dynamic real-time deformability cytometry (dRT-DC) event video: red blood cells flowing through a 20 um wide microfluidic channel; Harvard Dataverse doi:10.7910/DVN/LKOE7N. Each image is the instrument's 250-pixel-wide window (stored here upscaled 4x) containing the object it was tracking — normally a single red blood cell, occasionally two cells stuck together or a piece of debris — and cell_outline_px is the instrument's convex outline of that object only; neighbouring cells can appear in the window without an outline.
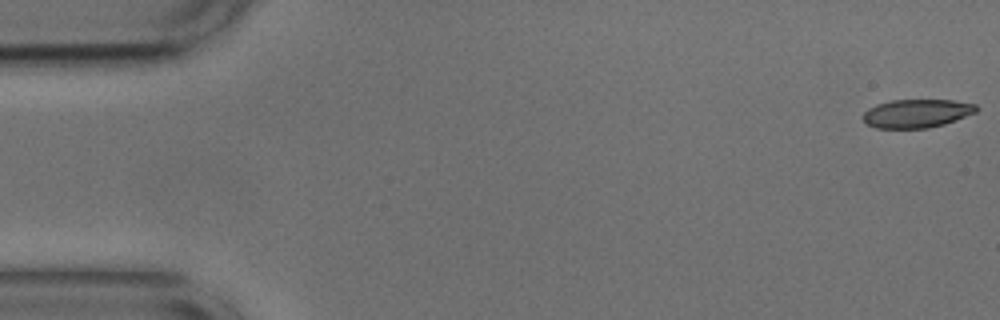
{"species": "common noctule bat (a hibernating species)", "species_latin": "Nyctalus noctula", "temperature_condition": "cold", "stored_images_in_passage": 13, "camera_frame_rate_fps": 3000, "um_per_image_px": 0.085, "animal": {"sex": "male", "body_mass_g": 17.9, "forearm_length_mm": 54.2}, "frame": {"image": 1, "passage_image": 1, "time_ms": 0.0, "image_size_px": [1000, 320], "cell_outline_px": [[980, 108], [976, 112], [956, 120], [944, 124], [928, 128], [876, 128], [868, 124], [860, 116], [868, 108], [876, 104], [892, 100], [952, 100], [976, 104]], "centroid_in_image_um": [77.92, 9.64], "position_along_channel_um": 7.1, "area_um2": 18.9}}